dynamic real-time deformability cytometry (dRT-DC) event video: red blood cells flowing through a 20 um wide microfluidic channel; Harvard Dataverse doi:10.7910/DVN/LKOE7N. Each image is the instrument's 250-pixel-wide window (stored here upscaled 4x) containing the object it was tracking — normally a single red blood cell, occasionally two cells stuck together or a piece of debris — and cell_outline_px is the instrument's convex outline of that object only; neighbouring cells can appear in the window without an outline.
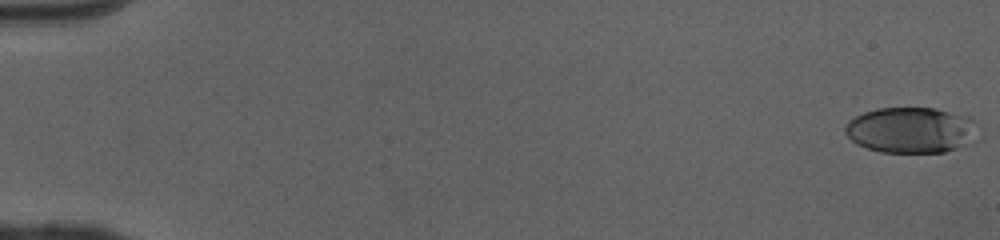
{"species": "human", "species_latin": "Homo sapiens", "temperature_condition": "cold", "stored_images_in_passage": 51, "camera_frame_rate_fps": 3000, "um_per_image_px": 0.085, "donor": {"sex": "female"}, "frame": {"image": 1, "passage_image": 1, "time_ms": 0.0, "image_size_px": [1000, 240], "cell_outline_px": [[976, 144], [944, 152], [880, 152], [856, 144], [844, 132], [844, 128], [848, 120], [864, 112], [876, 108], [936, 108], [968, 116], [972, 120]], "centroid_in_image_um": [77.44, 11.07], "position_along_channel_um": 7.6, "area_um2": 35.66}}
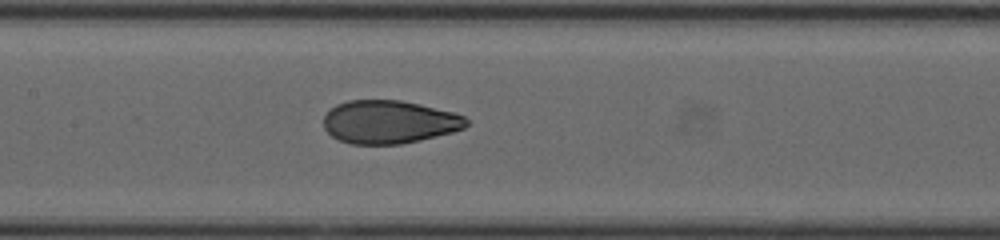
{"frame": {"image": 2, "passage_image": 26, "time_ms": 8.333, "image_size_px": [1000, 240], "cell_outline_px": [[468, 124], [464, 128], [452, 132], [420, 140], [400, 144], [352, 144], [340, 140], [332, 136], [324, 128], [324, 116], [336, 104], [348, 100], [400, 100], [420, 104], [452, 112], [464, 116], [468, 120]], "centroid_in_image_um": [33.07, 10.36], "position_along_channel_um": 174.3, "area_um2": 35.78}}
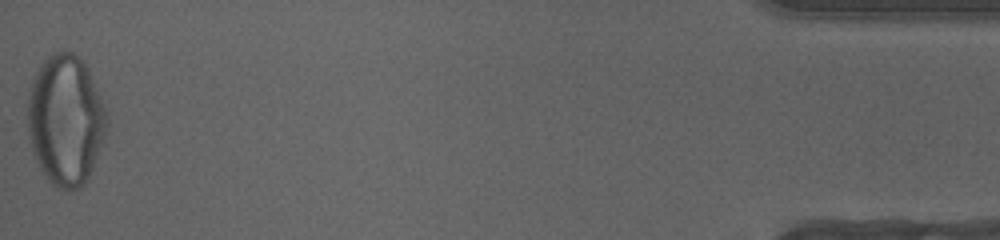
{"frame": {"image": 3, "passage_image": 51, "time_ms": 16.667, "image_size_px": [1000, 240], "cell_outline_px": [[108, 128], [88, 180], [80, 188], [56, 188], [48, 180], [40, 168], [32, 152], [28, 132], [28, 100], [32, 80], [40, 64], [52, 52], [72, 52], [88, 68], [108, 108]], "centroid_in_image_um": [5.61, 10.2], "position_along_channel_um": 429.6, "area_um2": 60.57}, "authors_computed_cell_mechanics": {"area_um2": 36.2406, "velocity_mm_per_s": 4.108, "shape_relaxation_time_tau1_ms": 7.2985, "shape_relaxation_time_tau2_ms": 0.6709, "deformation_change_tau1": 0.253, "deformation_change_tau2": 0.0565}}